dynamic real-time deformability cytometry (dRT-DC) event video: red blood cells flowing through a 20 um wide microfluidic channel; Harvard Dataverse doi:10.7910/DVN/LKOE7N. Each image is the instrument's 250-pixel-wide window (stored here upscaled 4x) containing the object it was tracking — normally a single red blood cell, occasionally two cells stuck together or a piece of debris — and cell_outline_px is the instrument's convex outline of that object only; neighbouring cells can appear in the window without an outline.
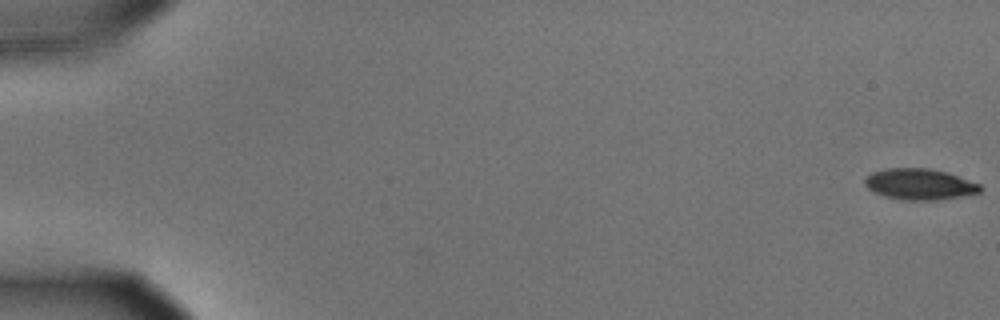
{"species": "common noctule bat (a hibernating species)", "species_latin": "Nyctalus noctula", "temperature_condition": "cold", "stored_images_in_passage": 58, "camera_frame_rate_fps": 3000, "um_per_image_px": 0.085, "animal": {"sex": "male", "body_mass_g": 15.6}, "frame": {"image": 1, "passage_image": 1, "time_ms": 0.0, "image_size_px": [1000, 320], "cell_outline_px": [[980, 192], [960, 196], [936, 200], [900, 200], [884, 196], [868, 188], [864, 184], [864, 180], [872, 172], [888, 168], [928, 168], [948, 172], [980, 184]], "centroid_in_image_um": [78.15, 15.65], "position_along_channel_um": 6.8, "area_um2": 20.75}}
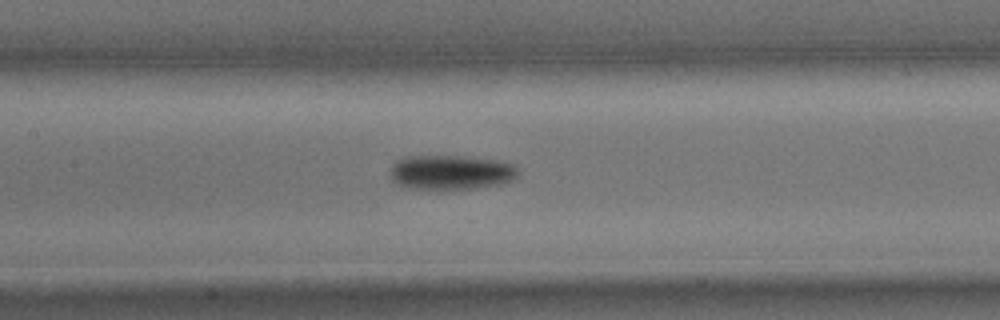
{"frame": {"image": 2, "passage_image": 28, "time_ms": 9.0, "image_size_px": [1000, 320], "cell_outline_px": [[516, 176], [512, 180], [500, 184], [452, 192], [436, 192], [408, 188], [396, 184], [392, 180], [392, 164], [396, 160], [404, 156], [460, 156], [496, 160], [516, 164]], "centroid_in_image_um": [38.28, 14.7], "position_along_channel_um": 169.1, "area_um2": 26.7}}
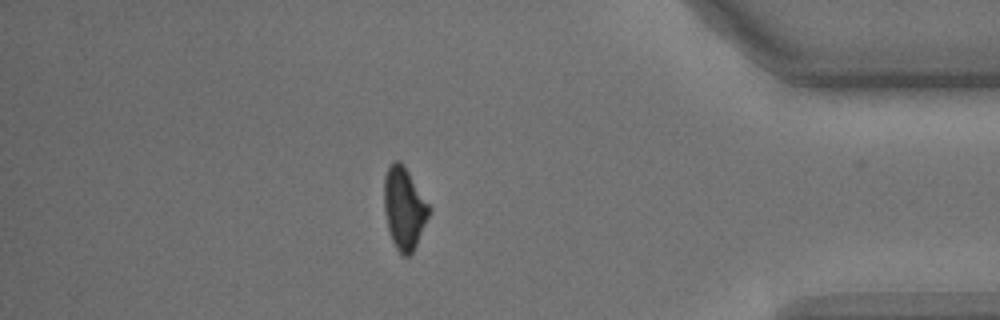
{"frame": {"image": 3, "passage_image": 50, "time_ms": 16.333, "image_size_px": [1000, 320], "cell_outline_px": [[428, 216], [416, 244], [412, 252], [408, 256], [404, 256], [396, 248], [392, 240], [388, 228], [384, 212], [384, 176], [392, 160], [400, 160], [404, 164], [428, 204]], "centroid_in_image_um": [34.31, 17.65], "position_along_channel_um": 400.9, "area_um2": 21.04}, "authors_computed_cell_mechanics": {"area_um2": 23.12, "velocity_mm_per_s": 3.5925, "shape_relaxation_time_tau1_ms": 2.5175, "shape_relaxation_time_tau2_ms": null, "deformation_change_tau1": 0.1161, "deformation_change_tau2": null}}